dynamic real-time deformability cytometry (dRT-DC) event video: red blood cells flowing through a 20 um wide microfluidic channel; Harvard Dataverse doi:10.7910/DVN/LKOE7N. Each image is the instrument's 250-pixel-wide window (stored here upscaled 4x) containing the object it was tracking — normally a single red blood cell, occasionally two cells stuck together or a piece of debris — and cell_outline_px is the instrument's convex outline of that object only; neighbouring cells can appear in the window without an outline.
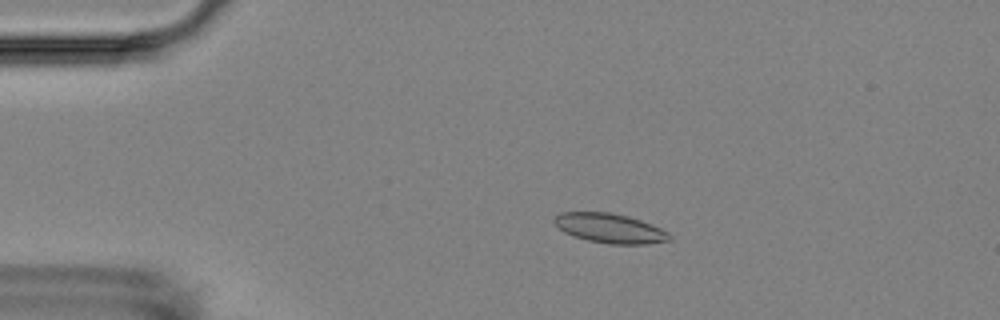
{"species": "Egyptian fruit bat (a non-hibernating species)", "species_latin": "Rousettus aegyptiacus", "temperature_condition": "room temperature", "stored_images_in_passage": 7, "camera_frame_rate_fps": 3000, "um_per_image_px": 0.085, "animal": {"sex": "female"}, "frame": {"image": 1, "passage_image": 4, "time_ms": 3.333, "image_size_px": [1000, 320], "cell_outline_px": [[672, 240], [648, 244], [608, 244], [588, 240], [572, 236], [564, 232], [552, 220], [560, 212], [608, 212], [628, 216], [640, 220], [660, 228], [668, 232], [672, 236]], "centroid_in_image_um": [51.85, 19.41], "position_along_channel_um": 33.1, "area_um2": 19.83}}
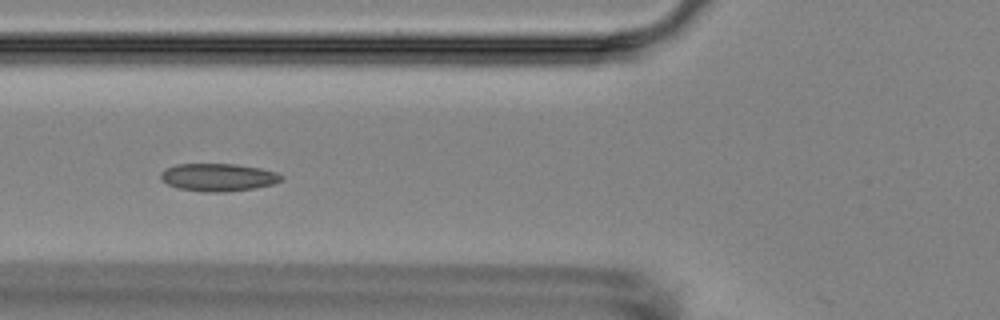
{"frame": {"image": 2, "passage_image": 7, "time_ms": 6.667, "image_size_px": [1000, 320], "cell_outline_px": [[284, 180], [272, 184], [256, 188], [224, 192], [204, 192], [176, 188], [160, 180], [160, 172], [164, 168], [176, 164], [236, 164], [260, 168], [276, 172], [284, 176]], "centroid_in_image_um": [18.53, 15.07], "position_along_channel_um": 107.3, "area_um2": 19.77}}